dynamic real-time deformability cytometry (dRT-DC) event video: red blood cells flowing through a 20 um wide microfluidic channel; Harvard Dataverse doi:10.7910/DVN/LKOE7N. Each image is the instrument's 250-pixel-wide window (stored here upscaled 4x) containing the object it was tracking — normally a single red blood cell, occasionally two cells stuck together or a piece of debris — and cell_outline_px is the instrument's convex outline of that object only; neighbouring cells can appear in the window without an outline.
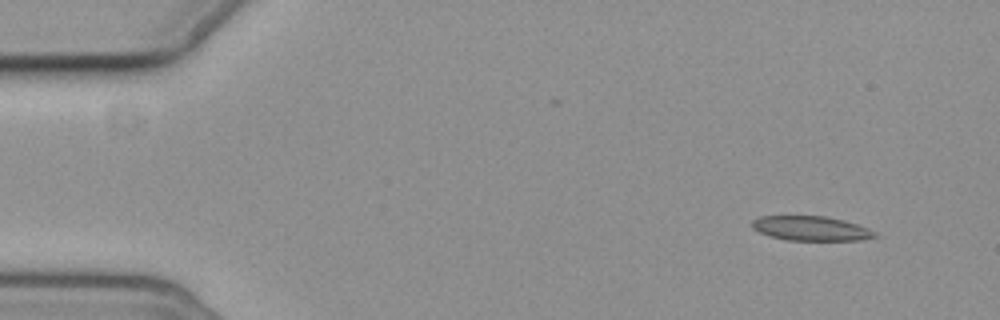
{"species": "common noctule bat (a hibernating species)", "species_latin": "Nyctalus noctula", "temperature_condition": "cold", "stored_images_in_passage": 8, "camera_frame_rate_fps": 3000, "um_per_image_px": 0.085, "animal": {"sex": "female", "body_mass_g": 19.3, "forearm_length_mm": 54.1}, "frame": {"image": 1, "passage_image": 1, "time_ms": 0.0, "image_size_px": [1000, 320], "cell_outline_px": [[880, 236], [860, 240], [788, 240], [768, 236], [752, 228], [752, 220], [760, 216], [824, 216], [844, 220], [868, 228], [876, 232]], "centroid_in_image_um": [68.94, 19.42], "position_along_channel_um": 16.1, "area_um2": 17.57}}
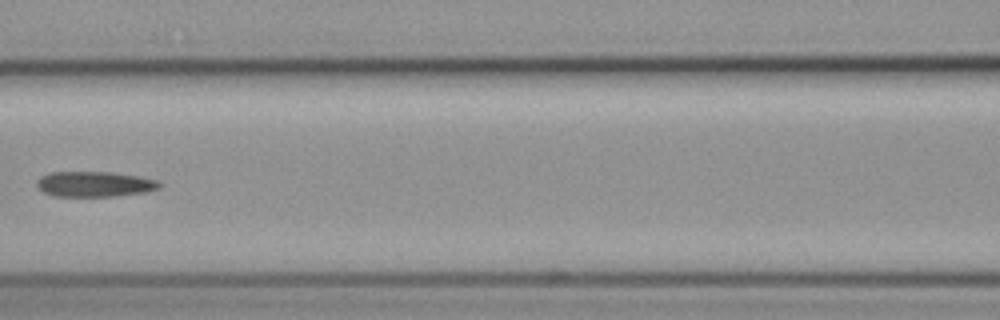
{"frame": {"image": 2, "passage_image": 7, "time_ms": 7.0, "image_size_px": [1000, 320], "cell_outline_px": [[164, 184], [160, 188], [144, 192], [116, 196], [52, 196], [44, 192], [36, 184], [36, 180], [40, 176], [52, 172], [112, 172], [136, 176], [156, 180]], "centroid_in_image_um": [8.03, 15.65], "position_along_channel_um": 158.6, "area_um2": 18.09}}
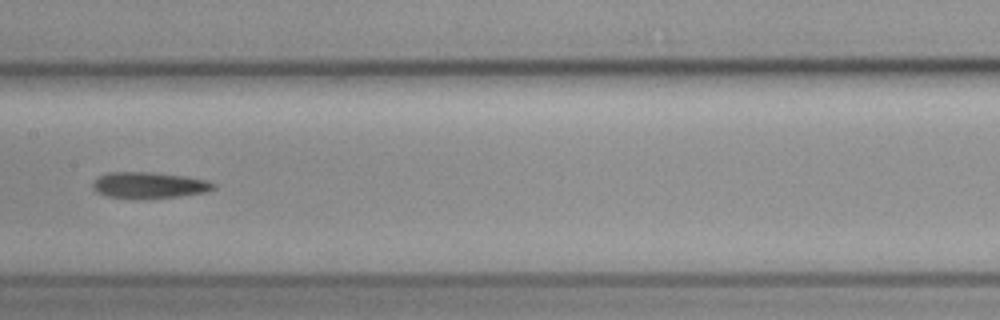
{"frame": {"image": 3, "passage_image": 8, "time_ms": 8.0, "image_size_px": [1000, 320], "cell_outline_px": [[216, 188], [208, 192], [180, 196], [144, 200], [136, 200], [108, 196], [96, 192], [92, 188], [92, 184], [100, 176], [108, 172], [156, 172], [188, 176], [208, 180], [216, 184]], "centroid_in_image_um": [12.72, 15.76], "position_along_channel_um": 194.7, "area_um2": 19.07}}